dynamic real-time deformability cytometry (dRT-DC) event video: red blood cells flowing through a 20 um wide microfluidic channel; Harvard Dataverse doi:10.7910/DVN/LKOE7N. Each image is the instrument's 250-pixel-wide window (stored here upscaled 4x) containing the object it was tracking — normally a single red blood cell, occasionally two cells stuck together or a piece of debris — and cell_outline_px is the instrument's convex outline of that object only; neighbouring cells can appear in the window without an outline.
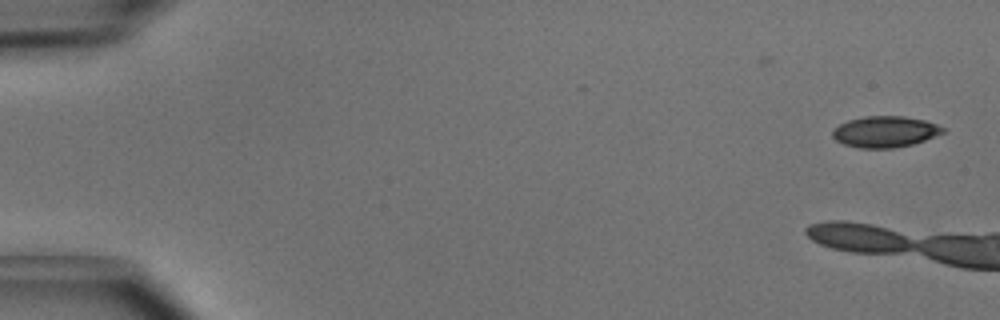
{"species": "common noctule bat (a hibernating species)", "species_latin": "Nyctalus noctula", "temperature_condition": "cold", "stored_images_in_passage": 2, "camera_frame_rate_fps": 3000, "um_per_image_px": 0.085, "animal": {"sex": "male", "body_mass_g": 15.6}, "frame": {"image": 1, "passage_image": 2, "time_ms": 0.333, "image_size_px": [1000, 320], "cell_outline_px": [[948, 128], [944, 132], [936, 136], [912, 144], [892, 148], [860, 148], [844, 144], [836, 140], [832, 136], [832, 132], [840, 124], [848, 120], [864, 116], [904, 116], [924, 120]], "centroid_in_image_um": [75.25, 11.19], "position_along_channel_um": 9.7, "area_um2": 20.0}}